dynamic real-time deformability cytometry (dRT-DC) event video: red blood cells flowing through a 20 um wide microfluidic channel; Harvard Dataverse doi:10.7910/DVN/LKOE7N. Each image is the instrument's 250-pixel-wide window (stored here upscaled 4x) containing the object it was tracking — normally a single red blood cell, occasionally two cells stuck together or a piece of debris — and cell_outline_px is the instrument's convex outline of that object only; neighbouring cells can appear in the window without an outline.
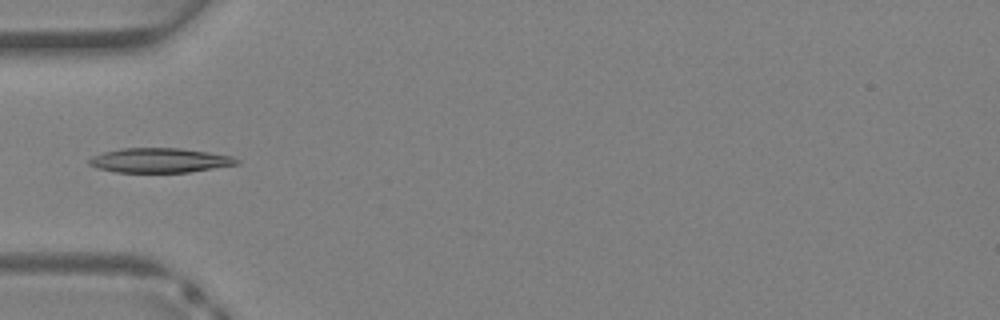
{"species": "Egyptian fruit bat (a non-hibernating species)", "species_latin": "Rousettus aegyptiacus", "temperature_condition": "warm", "stored_images_in_passage": 11, "camera_frame_rate_fps": 3000, "um_per_image_px": 0.085, "animal": {"sex": "female"}, "frame": {"image": 1, "passage_image": 2, "time_ms": 0.333, "image_size_px": [1000, 320], "cell_outline_px": [[240, 164], [188, 172], [116, 172], [96, 168], [88, 164], [88, 160], [92, 156], [104, 152], [120, 148], [180, 148], [208, 152], [232, 156], [240, 160]], "centroid_in_image_um": [13.57, 13.63], "position_along_channel_um": 71.4, "area_um2": 21.15}}
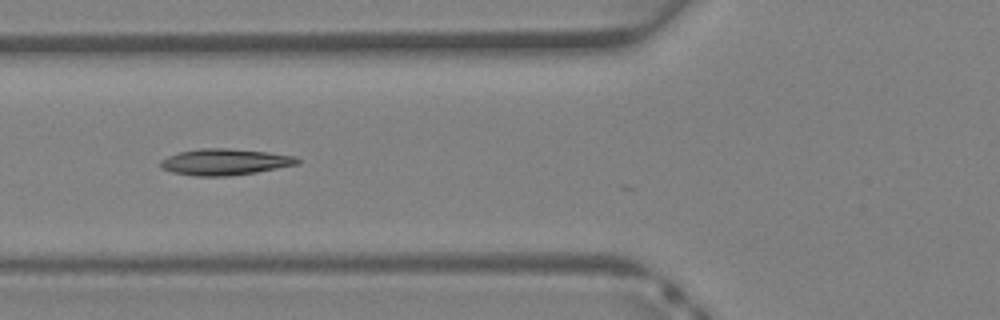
{"frame": {"image": 2, "passage_image": 4, "time_ms": 1.0, "image_size_px": [1000, 320], "cell_outline_px": [[300, 164], [256, 172], [228, 176], [196, 176], [172, 172], [160, 168], [160, 160], [168, 156], [180, 152], [200, 148], [228, 148], [268, 152], [296, 156], [300, 160]], "centroid_in_image_um": [19.12, 13.76], "position_along_channel_um": 106.7, "area_um2": 21.04}}